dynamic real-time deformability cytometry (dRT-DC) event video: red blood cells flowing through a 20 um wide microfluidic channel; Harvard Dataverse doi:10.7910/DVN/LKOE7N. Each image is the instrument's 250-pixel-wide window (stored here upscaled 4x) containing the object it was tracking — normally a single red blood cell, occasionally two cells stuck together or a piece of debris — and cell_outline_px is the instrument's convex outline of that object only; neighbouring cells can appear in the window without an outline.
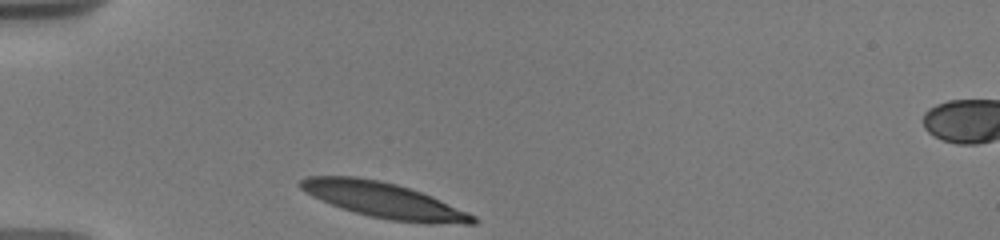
{"species": "human", "species_latin": "Homo sapiens", "temperature_condition": "warm", "stored_images_in_passage": 28, "camera_frame_rate_fps": 3000, "um_per_image_px": 0.085, "donor": {"sex": "male"}, "frame": {"image": 1, "passage_image": 1, "time_ms": 0.0, "image_size_px": [1000, 240], "cell_outline_px": [[476, 224], [428, 224], [392, 220], [372, 216], [340, 208], [320, 200], [312, 196], [300, 188], [300, 180], [308, 176], [356, 176], [380, 180], [396, 184], [432, 196], [468, 212], [476, 216]], "centroid_in_image_um": [32.64, 17.02], "position_along_channel_um": 52.4, "area_um2": 35.43}}
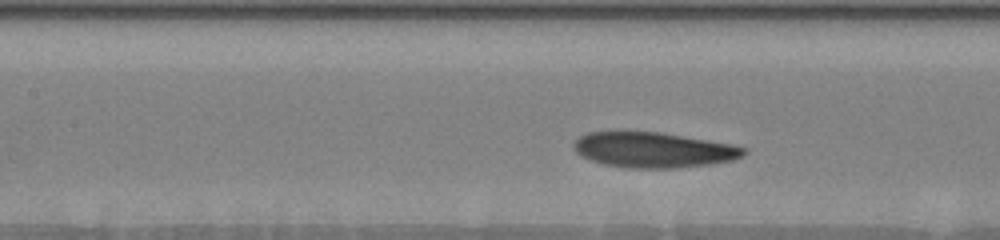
{"frame": {"image": 2, "passage_image": 20, "time_ms": 3.333, "image_size_px": [1000, 240], "cell_outline_px": [[748, 152], [744, 156], [732, 160], [712, 164], [680, 168], [628, 168], [604, 164], [580, 156], [572, 148], [572, 144], [580, 136], [588, 132], [660, 132], [732, 144], [748, 148]], "centroid_in_image_um": [55.58, 12.75], "position_along_channel_um": 151.8, "area_um2": 35.2}}
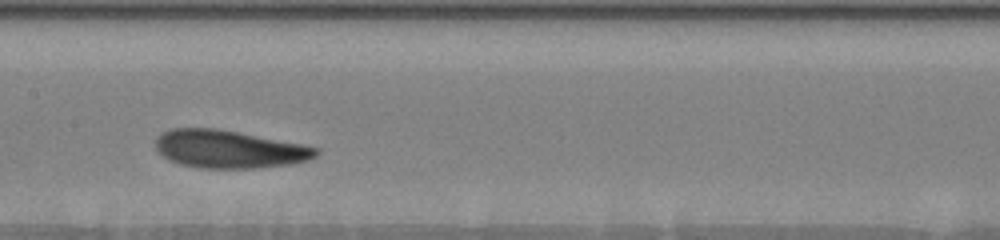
{"frame": {"image": 3, "passage_image": 27, "time_ms": 4.333, "image_size_px": [1000, 240], "cell_outline_px": [[320, 152], [316, 156], [308, 160], [292, 164], [256, 168], [196, 168], [180, 164], [164, 156], [156, 148], [156, 140], [160, 132], [172, 128], [216, 128], [300, 144], [320, 148]], "centroid_in_image_um": [19.47, 12.68], "position_along_channel_um": 187.9, "area_um2": 35.26}}